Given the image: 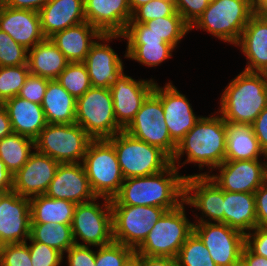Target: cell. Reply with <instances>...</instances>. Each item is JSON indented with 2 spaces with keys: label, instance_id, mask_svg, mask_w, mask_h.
Masks as SVG:
<instances>
[{
  "label": "cell",
  "instance_id": "obj_14",
  "mask_svg": "<svg viewBox=\"0 0 267 266\" xmlns=\"http://www.w3.org/2000/svg\"><path fill=\"white\" fill-rule=\"evenodd\" d=\"M218 170V171H217ZM208 177L222 190L254 193L267 181V158L258 160H225Z\"/></svg>",
  "mask_w": 267,
  "mask_h": 266
},
{
  "label": "cell",
  "instance_id": "obj_21",
  "mask_svg": "<svg viewBox=\"0 0 267 266\" xmlns=\"http://www.w3.org/2000/svg\"><path fill=\"white\" fill-rule=\"evenodd\" d=\"M45 195L53 199L69 200L76 204L91 201L96 197L91 190L82 163L59 164Z\"/></svg>",
  "mask_w": 267,
  "mask_h": 266
},
{
  "label": "cell",
  "instance_id": "obj_12",
  "mask_svg": "<svg viewBox=\"0 0 267 266\" xmlns=\"http://www.w3.org/2000/svg\"><path fill=\"white\" fill-rule=\"evenodd\" d=\"M113 239L134 250L167 211L155 206H111Z\"/></svg>",
  "mask_w": 267,
  "mask_h": 266
},
{
  "label": "cell",
  "instance_id": "obj_31",
  "mask_svg": "<svg viewBox=\"0 0 267 266\" xmlns=\"http://www.w3.org/2000/svg\"><path fill=\"white\" fill-rule=\"evenodd\" d=\"M41 106L47 123H75L76 99L57 80H48Z\"/></svg>",
  "mask_w": 267,
  "mask_h": 266
},
{
  "label": "cell",
  "instance_id": "obj_15",
  "mask_svg": "<svg viewBox=\"0 0 267 266\" xmlns=\"http://www.w3.org/2000/svg\"><path fill=\"white\" fill-rule=\"evenodd\" d=\"M184 202L185 206L201 212L200 217L194 214V223H223L224 190L208 176L187 175Z\"/></svg>",
  "mask_w": 267,
  "mask_h": 266
},
{
  "label": "cell",
  "instance_id": "obj_41",
  "mask_svg": "<svg viewBox=\"0 0 267 266\" xmlns=\"http://www.w3.org/2000/svg\"><path fill=\"white\" fill-rule=\"evenodd\" d=\"M176 12L174 0H152L138 7L129 23H142L150 20L171 16Z\"/></svg>",
  "mask_w": 267,
  "mask_h": 266
},
{
  "label": "cell",
  "instance_id": "obj_25",
  "mask_svg": "<svg viewBox=\"0 0 267 266\" xmlns=\"http://www.w3.org/2000/svg\"><path fill=\"white\" fill-rule=\"evenodd\" d=\"M41 31L45 38L85 22L84 0H49L40 9Z\"/></svg>",
  "mask_w": 267,
  "mask_h": 266
},
{
  "label": "cell",
  "instance_id": "obj_7",
  "mask_svg": "<svg viewBox=\"0 0 267 266\" xmlns=\"http://www.w3.org/2000/svg\"><path fill=\"white\" fill-rule=\"evenodd\" d=\"M96 197L113 199L124 182L115 148L108 139H92L82 162Z\"/></svg>",
  "mask_w": 267,
  "mask_h": 266
},
{
  "label": "cell",
  "instance_id": "obj_17",
  "mask_svg": "<svg viewBox=\"0 0 267 266\" xmlns=\"http://www.w3.org/2000/svg\"><path fill=\"white\" fill-rule=\"evenodd\" d=\"M118 38H124L123 34H102L91 46L83 63L92 87L110 88L113 81L124 72L121 56L109 44Z\"/></svg>",
  "mask_w": 267,
  "mask_h": 266
},
{
  "label": "cell",
  "instance_id": "obj_6",
  "mask_svg": "<svg viewBox=\"0 0 267 266\" xmlns=\"http://www.w3.org/2000/svg\"><path fill=\"white\" fill-rule=\"evenodd\" d=\"M108 140L115 148L124 179L154 175L172 164L171 158L163 150L131 136L124 130Z\"/></svg>",
  "mask_w": 267,
  "mask_h": 266
},
{
  "label": "cell",
  "instance_id": "obj_43",
  "mask_svg": "<svg viewBox=\"0 0 267 266\" xmlns=\"http://www.w3.org/2000/svg\"><path fill=\"white\" fill-rule=\"evenodd\" d=\"M28 240L32 266H61L64 259L61 252L44 243L34 241L31 237Z\"/></svg>",
  "mask_w": 267,
  "mask_h": 266
},
{
  "label": "cell",
  "instance_id": "obj_49",
  "mask_svg": "<svg viewBox=\"0 0 267 266\" xmlns=\"http://www.w3.org/2000/svg\"><path fill=\"white\" fill-rule=\"evenodd\" d=\"M245 246L252 253L267 258V227L257 226L245 234Z\"/></svg>",
  "mask_w": 267,
  "mask_h": 266
},
{
  "label": "cell",
  "instance_id": "obj_3",
  "mask_svg": "<svg viewBox=\"0 0 267 266\" xmlns=\"http://www.w3.org/2000/svg\"><path fill=\"white\" fill-rule=\"evenodd\" d=\"M217 112L225 121L252 124L267 107V74L242 70L222 91Z\"/></svg>",
  "mask_w": 267,
  "mask_h": 266
},
{
  "label": "cell",
  "instance_id": "obj_5",
  "mask_svg": "<svg viewBox=\"0 0 267 266\" xmlns=\"http://www.w3.org/2000/svg\"><path fill=\"white\" fill-rule=\"evenodd\" d=\"M185 202L166 211L155 223L134 255L161 256L176 259L180 248L193 233L194 223L187 218Z\"/></svg>",
  "mask_w": 267,
  "mask_h": 266
},
{
  "label": "cell",
  "instance_id": "obj_44",
  "mask_svg": "<svg viewBox=\"0 0 267 266\" xmlns=\"http://www.w3.org/2000/svg\"><path fill=\"white\" fill-rule=\"evenodd\" d=\"M0 266H32L27 241L0 246Z\"/></svg>",
  "mask_w": 267,
  "mask_h": 266
},
{
  "label": "cell",
  "instance_id": "obj_60",
  "mask_svg": "<svg viewBox=\"0 0 267 266\" xmlns=\"http://www.w3.org/2000/svg\"><path fill=\"white\" fill-rule=\"evenodd\" d=\"M259 0H251L252 5L254 6Z\"/></svg>",
  "mask_w": 267,
  "mask_h": 266
},
{
  "label": "cell",
  "instance_id": "obj_42",
  "mask_svg": "<svg viewBox=\"0 0 267 266\" xmlns=\"http://www.w3.org/2000/svg\"><path fill=\"white\" fill-rule=\"evenodd\" d=\"M28 50L0 30V67L27 64Z\"/></svg>",
  "mask_w": 267,
  "mask_h": 266
},
{
  "label": "cell",
  "instance_id": "obj_26",
  "mask_svg": "<svg viewBox=\"0 0 267 266\" xmlns=\"http://www.w3.org/2000/svg\"><path fill=\"white\" fill-rule=\"evenodd\" d=\"M2 105L7 110L13 133L35 140L47 125L44 110L38 103L15 96Z\"/></svg>",
  "mask_w": 267,
  "mask_h": 266
},
{
  "label": "cell",
  "instance_id": "obj_51",
  "mask_svg": "<svg viewBox=\"0 0 267 266\" xmlns=\"http://www.w3.org/2000/svg\"><path fill=\"white\" fill-rule=\"evenodd\" d=\"M251 125L262 150L267 155V107L263 109Z\"/></svg>",
  "mask_w": 267,
  "mask_h": 266
},
{
  "label": "cell",
  "instance_id": "obj_61",
  "mask_svg": "<svg viewBox=\"0 0 267 266\" xmlns=\"http://www.w3.org/2000/svg\"><path fill=\"white\" fill-rule=\"evenodd\" d=\"M3 4H4V0H0V8L2 7Z\"/></svg>",
  "mask_w": 267,
  "mask_h": 266
},
{
  "label": "cell",
  "instance_id": "obj_30",
  "mask_svg": "<svg viewBox=\"0 0 267 266\" xmlns=\"http://www.w3.org/2000/svg\"><path fill=\"white\" fill-rule=\"evenodd\" d=\"M69 63L50 38L28 50L27 64L32 75L56 80Z\"/></svg>",
  "mask_w": 267,
  "mask_h": 266
},
{
  "label": "cell",
  "instance_id": "obj_16",
  "mask_svg": "<svg viewBox=\"0 0 267 266\" xmlns=\"http://www.w3.org/2000/svg\"><path fill=\"white\" fill-rule=\"evenodd\" d=\"M155 84L153 78L136 80L124 72L113 81L109 89L113 99L114 115L123 129L134 119Z\"/></svg>",
  "mask_w": 267,
  "mask_h": 266
},
{
  "label": "cell",
  "instance_id": "obj_59",
  "mask_svg": "<svg viewBox=\"0 0 267 266\" xmlns=\"http://www.w3.org/2000/svg\"><path fill=\"white\" fill-rule=\"evenodd\" d=\"M127 266H140L134 259H132Z\"/></svg>",
  "mask_w": 267,
  "mask_h": 266
},
{
  "label": "cell",
  "instance_id": "obj_9",
  "mask_svg": "<svg viewBox=\"0 0 267 266\" xmlns=\"http://www.w3.org/2000/svg\"><path fill=\"white\" fill-rule=\"evenodd\" d=\"M99 199L102 201H97ZM71 228L76 245L96 249L113 242L111 200L95 197L91 201L77 204Z\"/></svg>",
  "mask_w": 267,
  "mask_h": 266
},
{
  "label": "cell",
  "instance_id": "obj_34",
  "mask_svg": "<svg viewBox=\"0 0 267 266\" xmlns=\"http://www.w3.org/2000/svg\"><path fill=\"white\" fill-rule=\"evenodd\" d=\"M124 57L149 67L160 66L176 50L166 42H126Z\"/></svg>",
  "mask_w": 267,
  "mask_h": 266
},
{
  "label": "cell",
  "instance_id": "obj_11",
  "mask_svg": "<svg viewBox=\"0 0 267 266\" xmlns=\"http://www.w3.org/2000/svg\"><path fill=\"white\" fill-rule=\"evenodd\" d=\"M131 136L163 150L173 157L177 144L171 139L160 98L152 91L134 119L124 129Z\"/></svg>",
  "mask_w": 267,
  "mask_h": 266
},
{
  "label": "cell",
  "instance_id": "obj_53",
  "mask_svg": "<svg viewBox=\"0 0 267 266\" xmlns=\"http://www.w3.org/2000/svg\"><path fill=\"white\" fill-rule=\"evenodd\" d=\"M49 0H4V5L14 9H28L39 12Z\"/></svg>",
  "mask_w": 267,
  "mask_h": 266
},
{
  "label": "cell",
  "instance_id": "obj_55",
  "mask_svg": "<svg viewBox=\"0 0 267 266\" xmlns=\"http://www.w3.org/2000/svg\"><path fill=\"white\" fill-rule=\"evenodd\" d=\"M13 189V175L7 170L5 163L0 159V191L11 192Z\"/></svg>",
  "mask_w": 267,
  "mask_h": 266
},
{
  "label": "cell",
  "instance_id": "obj_28",
  "mask_svg": "<svg viewBox=\"0 0 267 266\" xmlns=\"http://www.w3.org/2000/svg\"><path fill=\"white\" fill-rule=\"evenodd\" d=\"M223 223L244 235L257 227L254 193L224 191Z\"/></svg>",
  "mask_w": 267,
  "mask_h": 266
},
{
  "label": "cell",
  "instance_id": "obj_63",
  "mask_svg": "<svg viewBox=\"0 0 267 266\" xmlns=\"http://www.w3.org/2000/svg\"><path fill=\"white\" fill-rule=\"evenodd\" d=\"M235 266H244V265L240 262L239 264H237Z\"/></svg>",
  "mask_w": 267,
  "mask_h": 266
},
{
  "label": "cell",
  "instance_id": "obj_19",
  "mask_svg": "<svg viewBox=\"0 0 267 266\" xmlns=\"http://www.w3.org/2000/svg\"><path fill=\"white\" fill-rule=\"evenodd\" d=\"M30 228V199L13 191L5 193L0 199V246L28 241Z\"/></svg>",
  "mask_w": 267,
  "mask_h": 266
},
{
  "label": "cell",
  "instance_id": "obj_40",
  "mask_svg": "<svg viewBox=\"0 0 267 266\" xmlns=\"http://www.w3.org/2000/svg\"><path fill=\"white\" fill-rule=\"evenodd\" d=\"M135 250L118 242L97 247L94 266H127L133 259Z\"/></svg>",
  "mask_w": 267,
  "mask_h": 266
},
{
  "label": "cell",
  "instance_id": "obj_57",
  "mask_svg": "<svg viewBox=\"0 0 267 266\" xmlns=\"http://www.w3.org/2000/svg\"><path fill=\"white\" fill-rule=\"evenodd\" d=\"M254 14L257 17L267 19V0H259L254 5Z\"/></svg>",
  "mask_w": 267,
  "mask_h": 266
},
{
  "label": "cell",
  "instance_id": "obj_27",
  "mask_svg": "<svg viewBox=\"0 0 267 266\" xmlns=\"http://www.w3.org/2000/svg\"><path fill=\"white\" fill-rule=\"evenodd\" d=\"M102 33L87 21L56 32L50 39L69 62H84Z\"/></svg>",
  "mask_w": 267,
  "mask_h": 266
},
{
  "label": "cell",
  "instance_id": "obj_29",
  "mask_svg": "<svg viewBox=\"0 0 267 266\" xmlns=\"http://www.w3.org/2000/svg\"><path fill=\"white\" fill-rule=\"evenodd\" d=\"M225 126V160H258L267 158L253 132L251 124L225 121Z\"/></svg>",
  "mask_w": 267,
  "mask_h": 266
},
{
  "label": "cell",
  "instance_id": "obj_36",
  "mask_svg": "<svg viewBox=\"0 0 267 266\" xmlns=\"http://www.w3.org/2000/svg\"><path fill=\"white\" fill-rule=\"evenodd\" d=\"M144 24L150 29V32L160 36L175 49L186 34L190 32V26L177 11L171 16L156 18Z\"/></svg>",
  "mask_w": 267,
  "mask_h": 266
},
{
  "label": "cell",
  "instance_id": "obj_47",
  "mask_svg": "<svg viewBox=\"0 0 267 266\" xmlns=\"http://www.w3.org/2000/svg\"><path fill=\"white\" fill-rule=\"evenodd\" d=\"M66 262L68 266H94L95 251L91 246H82L74 244L66 252Z\"/></svg>",
  "mask_w": 267,
  "mask_h": 266
},
{
  "label": "cell",
  "instance_id": "obj_38",
  "mask_svg": "<svg viewBox=\"0 0 267 266\" xmlns=\"http://www.w3.org/2000/svg\"><path fill=\"white\" fill-rule=\"evenodd\" d=\"M177 266H217L202 240L193 232L180 248Z\"/></svg>",
  "mask_w": 267,
  "mask_h": 266
},
{
  "label": "cell",
  "instance_id": "obj_8",
  "mask_svg": "<svg viewBox=\"0 0 267 266\" xmlns=\"http://www.w3.org/2000/svg\"><path fill=\"white\" fill-rule=\"evenodd\" d=\"M75 123L92 139H108L124 130L116 121L109 88L91 87L76 99Z\"/></svg>",
  "mask_w": 267,
  "mask_h": 266
},
{
  "label": "cell",
  "instance_id": "obj_2",
  "mask_svg": "<svg viewBox=\"0 0 267 266\" xmlns=\"http://www.w3.org/2000/svg\"><path fill=\"white\" fill-rule=\"evenodd\" d=\"M179 169L171 164L154 175L124 179L111 206H155L167 211L184 202V181Z\"/></svg>",
  "mask_w": 267,
  "mask_h": 266
},
{
  "label": "cell",
  "instance_id": "obj_62",
  "mask_svg": "<svg viewBox=\"0 0 267 266\" xmlns=\"http://www.w3.org/2000/svg\"><path fill=\"white\" fill-rule=\"evenodd\" d=\"M4 194H5V193H3V192L0 191V199H1V197H2Z\"/></svg>",
  "mask_w": 267,
  "mask_h": 266
},
{
  "label": "cell",
  "instance_id": "obj_22",
  "mask_svg": "<svg viewBox=\"0 0 267 266\" xmlns=\"http://www.w3.org/2000/svg\"><path fill=\"white\" fill-rule=\"evenodd\" d=\"M84 12L102 34H123L132 18L129 0H84Z\"/></svg>",
  "mask_w": 267,
  "mask_h": 266
},
{
  "label": "cell",
  "instance_id": "obj_45",
  "mask_svg": "<svg viewBox=\"0 0 267 266\" xmlns=\"http://www.w3.org/2000/svg\"><path fill=\"white\" fill-rule=\"evenodd\" d=\"M48 79L40 76L29 74L25 84L21 87L18 96L22 99L29 100L34 103L42 104Z\"/></svg>",
  "mask_w": 267,
  "mask_h": 266
},
{
  "label": "cell",
  "instance_id": "obj_10",
  "mask_svg": "<svg viewBox=\"0 0 267 266\" xmlns=\"http://www.w3.org/2000/svg\"><path fill=\"white\" fill-rule=\"evenodd\" d=\"M91 140L79 124L47 123L35 139V149L60 164L82 163Z\"/></svg>",
  "mask_w": 267,
  "mask_h": 266
},
{
  "label": "cell",
  "instance_id": "obj_56",
  "mask_svg": "<svg viewBox=\"0 0 267 266\" xmlns=\"http://www.w3.org/2000/svg\"><path fill=\"white\" fill-rule=\"evenodd\" d=\"M11 133V123L7 110L2 104H0V140Z\"/></svg>",
  "mask_w": 267,
  "mask_h": 266
},
{
  "label": "cell",
  "instance_id": "obj_50",
  "mask_svg": "<svg viewBox=\"0 0 267 266\" xmlns=\"http://www.w3.org/2000/svg\"><path fill=\"white\" fill-rule=\"evenodd\" d=\"M257 226L267 227V181L255 192Z\"/></svg>",
  "mask_w": 267,
  "mask_h": 266
},
{
  "label": "cell",
  "instance_id": "obj_58",
  "mask_svg": "<svg viewBox=\"0 0 267 266\" xmlns=\"http://www.w3.org/2000/svg\"><path fill=\"white\" fill-rule=\"evenodd\" d=\"M152 0H129L130 10L133 13L138 7Z\"/></svg>",
  "mask_w": 267,
  "mask_h": 266
},
{
  "label": "cell",
  "instance_id": "obj_24",
  "mask_svg": "<svg viewBox=\"0 0 267 266\" xmlns=\"http://www.w3.org/2000/svg\"><path fill=\"white\" fill-rule=\"evenodd\" d=\"M235 46L246 57L243 70L267 74V19L253 14Z\"/></svg>",
  "mask_w": 267,
  "mask_h": 266
},
{
  "label": "cell",
  "instance_id": "obj_32",
  "mask_svg": "<svg viewBox=\"0 0 267 266\" xmlns=\"http://www.w3.org/2000/svg\"><path fill=\"white\" fill-rule=\"evenodd\" d=\"M76 203L53 199L45 194L30 198L31 224L52 223L71 225Z\"/></svg>",
  "mask_w": 267,
  "mask_h": 266
},
{
  "label": "cell",
  "instance_id": "obj_18",
  "mask_svg": "<svg viewBox=\"0 0 267 266\" xmlns=\"http://www.w3.org/2000/svg\"><path fill=\"white\" fill-rule=\"evenodd\" d=\"M153 92L160 98L164 111V118L171 139L177 144L201 116L194 113L190 100L177 90L170 81L162 87L156 82Z\"/></svg>",
  "mask_w": 267,
  "mask_h": 266
},
{
  "label": "cell",
  "instance_id": "obj_23",
  "mask_svg": "<svg viewBox=\"0 0 267 266\" xmlns=\"http://www.w3.org/2000/svg\"><path fill=\"white\" fill-rule=\"evenodd\" d=\"M0 30L27 50L45 39L41 31L39 12L14 9L4 4L0 8Z\"/></svg>",
  "mask_w": 267,
  "mask_h": 266
},
{
  "label": "cell",
  "instance_id": "obj_37",
  "mask_svg": "<svg viewBox=\"0 0 267 266\" xmlns=\"http://www.w3.org/2000/svg\"><path fill=\"white\" fill-rule=\"evenodd\" d=\"M75 99L92 87L86 65L70 62L56 79Z\"/></svg>",
  "mask_w": 267,
  "mask_h": 266
},
{
  "label": "cell",
  "instance_id": "obj_54",
  "mask_svg": "<svg viewBox=\"0 0 267 266\" xmlns=\"http://www.w3.org/2000/svg\"><path fill=\"white\" fill-rule=\"evenodd\" d=\"M240 262L244 266H267V258L252 253L246 246L243 248Z\"/></svg>",
  "mask_w": 267,
  "mask_h": 266
},
{
  "label": "cell",
  "instance_id": "obj_48",
  "mask_svg": "<svg viewBox=\"0 0 267 266\" xmlns=\"http://www.w3.org/2000/svg\"><path fill=\"white\" fill-rule=\"evenodd\" d=\"M127 42H165L160 36L150 32V29L142 23H128L123 33Z\"/></svg>",
  "mask_w": 267,
  "mask_h": 266
},
{
  "label": "cell",
  "instance_id": "obj_13",
  "mask_svg": "<svg viewBox=\"0 0 267 266\" xmlns=\"http://www.w3.org/2000/svg\"><path fill=\"white\" fill-rule=\"evenodd\" d=\"M193 232L202 240L217 266L240 263L245 235L225 223H194Z\"/></svg>",
  "mask_w": 267,
  "mask_h": 266
},
{
  "label": "cell",
  "instance_id": "obj_20",
  "mask_svg": "<svg viewBox=\"0 0 267 266\" xmlns=\"http://www.w3.org/2000/svg\"><path fill=\"white\" fill-rule=\"evenodd\" d=\"M59 164L35 149L23 167L13 175L12 191L29 199L45 194Z\"/></svg>",
  "mask_w": 267,
  "mask_h": 266
},
{
  "label": "cell",
  "instance_id": "obj_46",
  "mask_svg": "<svg viewBox=\"0 0 267 266\" xmlns=\"http://www.w3.org/2000/svg\"><path fill=\"white\" fill-rule=\"evenodd\" d=\"M211 0H174L176 11L191 27L208 7Z\"/></svg>",
  "mask_w": 267,
  "mask_h": 266
},
{
  "label": "cell",
  "instance_id": "obj_33",
  "mask_svg": "<svg viewBox=\"0 0 267 266\" xmlns=\"http://www.w3.org/2000/svg\"><path fill=\"white\" fill-rule=\"evenodd\" d=\"M34 150L35 140L18 133L12 132L0 140V159L12 175L23 167Z\"/></svg>",
  "mask_w": 267,
  "mask_h": 266
},
{
  "label": "cell",
  "instance_id": "obj_35",
  "mask_svg": "<svg viewBox=\"0 0 267 266\" xmlns=\"http://www.w3.org/2000/svg\"><path fill=\"white\" fill-rule=\"evenodd\" d=\"M30 237L34 241L57 249L63 255H66L64 253L75 244L71 225L67 224H31Z\"/></svg>",
  "mask_w": 267,
  "mask_h": 266
},
{
  "label": "cell",
  "instance_id": "obj_52",
  "mask_svg": "<svg viewBox=\"0 0 267 266\" xmlns=\"http://www.w3.org/2000/svg\"><path fill=\"white\" fill-rule=\"evenodd\" d=\"M133 259L140 266H177L176 259L171 257L134 255Z\"/></svg>",
  "mask_w": 267,
  "mask_h": 266
},
{
  "label": "cell",
  "instance_id": "obj_1",
  "mask_svg": "<svg viewBox=\"0 0 267 266\" xmlns=\"http://www.w3.org/2000/svg\"><path fill=\"white\" fill-rule=\"evenodd\" d=\"M209 117L201 116L194 127L177 143L171 163L179 168L185 164H198L203 171L192 176H208L225 161L226 154V126L225 120L218 112ZM183 155L186 159L181 163ZM181 164V165H180Z\"/></svg>",
  "mask_w": 267,
  "mask_h": 266
},
{
  "label": "cell",
  "instance_id": "obj_39",
  "mask_svg": "<svg viewBox=\"0 0 267 266\" xmlns=\"http://www.w3.org/2000/svg\"><path fill=\"white\" fill-rule=\"evenodd\" d=\"M29 74L28 64L0 67V104L18 96Z\"/></svg>",
  "mask_w": 267,
  "mask_h": 266
},
{
  "label": "cell",
  "instance_id": "obj_4",
  "mask_svg": "<svg viewBox=\"0 0 267 266\" xmlns=\"http://www.w3.org/2000/svg\"><path fill=\"white\" fill-rule=\"evenodd\" d=\"M253 14L251 0H211L190 31L203 30L235 46Z\"/></svg>",
  "mask_w": 267,
  "mask_h": 266
}]
</instances>
